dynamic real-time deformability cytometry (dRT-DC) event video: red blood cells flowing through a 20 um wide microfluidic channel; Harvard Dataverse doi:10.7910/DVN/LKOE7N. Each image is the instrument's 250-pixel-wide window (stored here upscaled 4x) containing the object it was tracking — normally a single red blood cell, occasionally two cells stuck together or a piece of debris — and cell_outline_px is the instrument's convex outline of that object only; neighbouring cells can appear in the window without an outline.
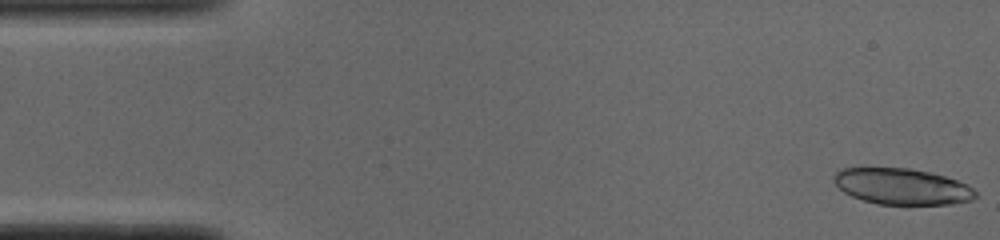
{"species": "common noctule bat (a hibernating species)", "species_latin": "Nyctalus noctula", "temperature_condition": "cold", "stored_images_in_passage": 50, "camera_frame_rate_fps": 3000, "um_per_image_px": 0.085, "animal": {"sex": "male", "body_mass_g": 19.0, "forearm_length_mm": 50.8}, "frame": {"image": 1, "passage_image": 1, "time_ms": 0.0, "image_size_px": [1000, 240], "cell_outline_px": [[976, 196], [972, 200], [952, 204], [876, 204], [852, 196], [844, 192], [832, 180], [832, 176], [840, 168], [908, 168], [932, 172], [968, 184], [976, 192]], "centroid_in_image_um": [76.66, 15.84], "position_along_channel_um": 8.3, "area_um2": 29.82}}